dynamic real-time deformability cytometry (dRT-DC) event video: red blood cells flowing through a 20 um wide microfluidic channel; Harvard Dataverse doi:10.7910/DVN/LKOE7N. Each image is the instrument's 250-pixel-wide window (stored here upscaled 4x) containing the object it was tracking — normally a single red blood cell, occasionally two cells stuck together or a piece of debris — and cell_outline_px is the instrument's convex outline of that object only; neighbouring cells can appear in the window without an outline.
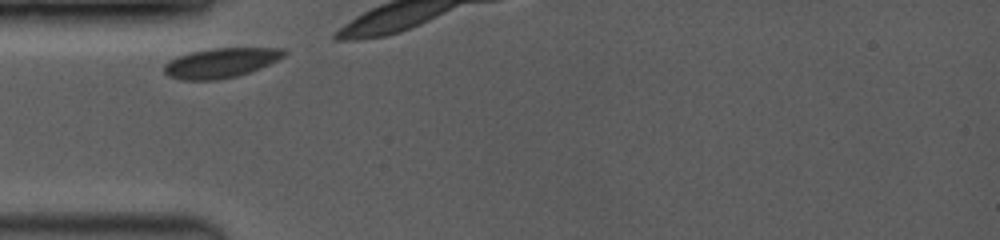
{"species": "common noctule bat (a hibernating species)", "species_latin": "Nyctalus noctula", "temperature_condition": "room temperature", "stored_images_in_passage": 9, "camera_frame_rate_fps": 3500, "um_per_image_px": 0.085, "animal": {"sex": "female", "body_mass_g": 19.0, "forearm_length_mm": 53.3}, "frame": {"image": 1, "passage_image": 1, "time_ms": 0.0, "image_size_px": [1000, 240], "cell_outline_px": [[288, 52], [284, 56], [252, 72], [220, 80], [184, 80], [168, 76], [164, 72], [164, 64], [168, 60], [176, 56], [188, 52], [212, 48], [284, 48]], "centroid_in_image_um": [18.74, 5.34], "position_along_channel_um": 66.3, "area_um2": 20.98}}